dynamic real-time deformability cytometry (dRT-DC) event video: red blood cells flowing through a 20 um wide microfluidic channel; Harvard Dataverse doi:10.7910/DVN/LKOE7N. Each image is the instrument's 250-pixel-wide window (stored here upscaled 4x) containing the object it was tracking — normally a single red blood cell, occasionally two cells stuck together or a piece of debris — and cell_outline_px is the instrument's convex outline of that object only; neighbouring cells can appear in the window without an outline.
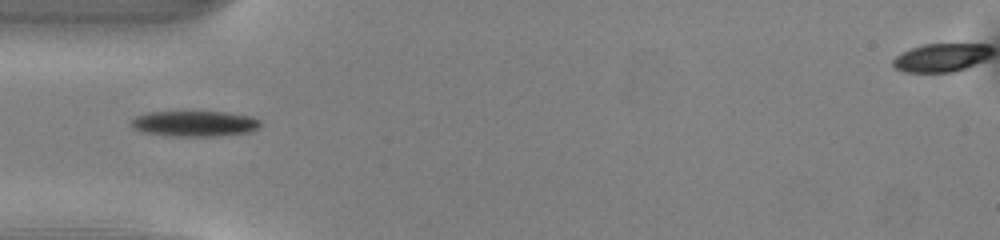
{"species": "common noctule bat (a hibernating species)", "species_latin": "Nyctalus noctula", "temperature_condition": "warm", "stored_images_in_passage": 37, "camera_frame_rate_fps": 3000, "um_per_image_px": 0.085, "animal": {"sex": "male", "body_mass_g": 13.0, "forearm_length_mm": 53.1}, "frame": {"image": 1, "passage_image": 2, "time_ms": 0.333, "image_size_px": [1000, 240], "cell_outline_px": [[260, 128], [252, 132], [220, 136], [164, 136], [140, 132], [132, 128], [128, 124], [136, 116], [152, 112], [224, 112], [252, 116], [260, 120]], "centroid_in_image_um": [16.54, 10.53], "position_along_channel_um": 68.5, "area_um2": 19.65}}
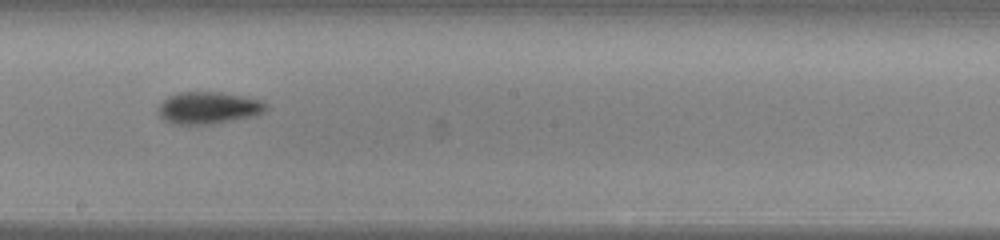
{"frame": {"image": 2, "passage_image": 14, "time_ms": 4.333, "image_size_px": [1000, 240], "cell_outline_px": [[268, 108], [264, 112], [256, 116], [212, 124], [172, 124], [164, 120], [160, 116], [160, 104], [168, 96], [180, 92], [220, 92], [244, 96], [260, 100], [268, 104]], "centroid_in_image_um": [17.76, 9.17], "position_along_channel_um": 230.4, "area_um2": 20.17}}
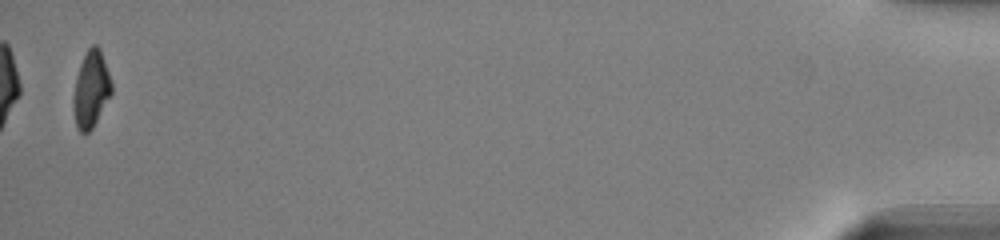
{"frame": {"image": 3, "passage_image": 36, "time_ms": 11.667, "image_size_px": [1000, 240], "cell_outline_px": [[112, 92], [92, 128], [84, 136], [80, 132], [76, 124], [72, 108], [72, 100], [76, 76], [80, 64], [88, 48], [92, 44], [96, 44], [100, 48], [112, 84]], "centroid_in_image_um": [7.71, 7.6], "position_along_channel_um": 427.5, "area_um2": 16.99}, "authors_computed_cell_mechanics": {"area_um2": 18.3804, "velocity_mm_per_s": 4.0496, "shape_relaxation_time_tau1_ms": 1.6672, "shape_relaxation_time_tau2_ms": null, "deformation_change_tau1": 0.1167, "deformation_change_tau2": null}}